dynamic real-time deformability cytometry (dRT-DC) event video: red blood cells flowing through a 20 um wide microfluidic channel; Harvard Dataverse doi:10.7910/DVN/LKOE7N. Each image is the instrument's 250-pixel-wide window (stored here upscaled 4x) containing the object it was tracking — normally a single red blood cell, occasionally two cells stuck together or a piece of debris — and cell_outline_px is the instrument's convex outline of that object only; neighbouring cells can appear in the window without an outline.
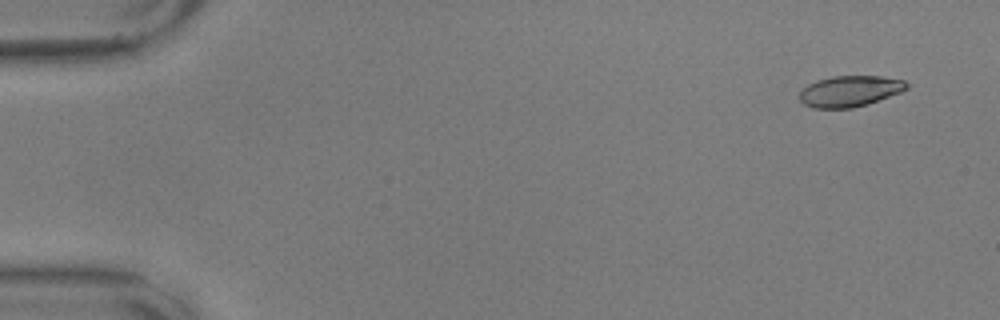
{"species": "common noctule bat (a hibernating species)", "species_latin": "Nyctalus noctula", "temperature_condition": "warm", "stored_images_in_passage": 56, "camera_frame_rate_fps": 3000, "um_per_image_px": 0.085, "animal": {"sex": "male", "body_mass_g": 17.9, "forearm_length_mm": 54.2}, "frame": {"image": 1, "passage_image": 2, "time_ms": 0.333, "image_size_px": [1000, 320], "cell_outline_px": [[908, 88], [900, 92], [868, 104], [852, 108], [812, 108], [804, 104], [800, 100], [800, 92], [808, 84], [816, 80], [832, 76], [880, 76], [904, 80], [908, 84]], "centroid_in_image_um": [72.23, 7.75], "position_along_channel_um": 12.8, "area_um2": 19.31}}
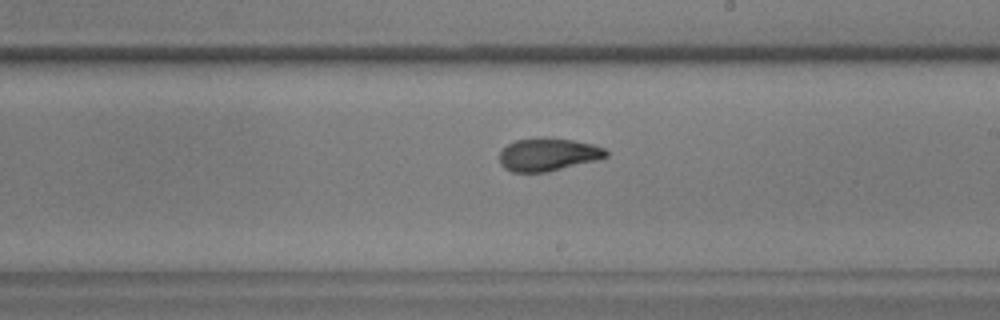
{"frame": {"image": 2, "passage_image": 32, "time_ms": 10.333, "image_size_px": [1000, 320], "cell_outline_px": [[608, 156], [600, 160], [548, 172], [512, 172], [504, 168], [500, 164], [500, 152], [508, 144], [516, 140], [540, 136], [548, 136], [572, 140], [592, 144], [604, 148], [608, 152]], "centroid_in_image_um": [46.61, 13.12], "position_along_channel_um": 242.4, "area_um2": 20.87}}
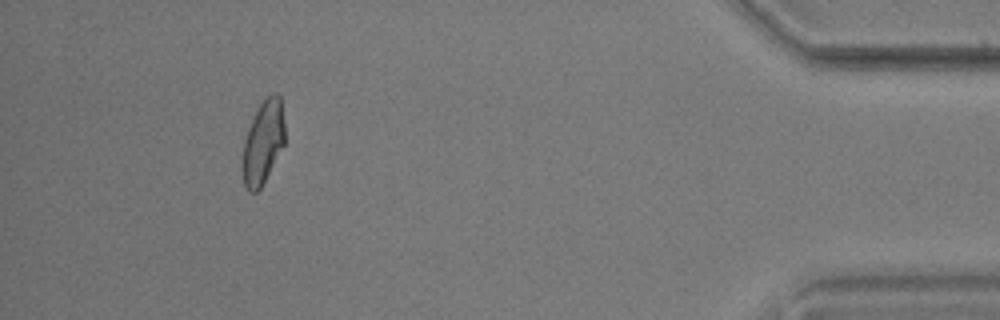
{"frame": {"image": 3, "passage_image": 51, "time_ms": 16.667, "image_size_px": [1000, 320], "cell_outline_px": [[284, 144], [260, 188], [256, 192], [248, 192], [244, 184], [240, 168], [240, 164], [244, 140], [248, 128], [260, 104], [272, 92], [276, 92], [280, 96], [284, 124]], "centroid_in_image_um": [22.32, 12.12], "position_along_channel_um": 412.9, "area_um2": 20.52}}